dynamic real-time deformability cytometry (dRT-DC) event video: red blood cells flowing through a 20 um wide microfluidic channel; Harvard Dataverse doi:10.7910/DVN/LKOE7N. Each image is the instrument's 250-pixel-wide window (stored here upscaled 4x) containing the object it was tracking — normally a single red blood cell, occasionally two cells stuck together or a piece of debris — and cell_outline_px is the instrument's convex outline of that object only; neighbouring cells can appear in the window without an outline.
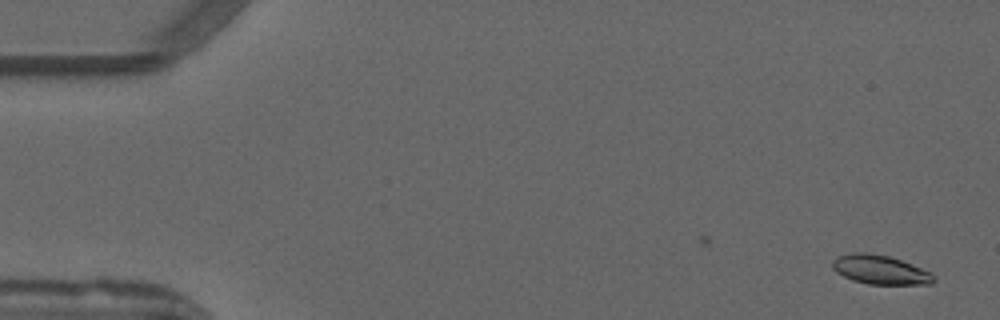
{"species": "common noctule bat (a hibernating species)", "species_latin": "Nyctalus noctula", "temperature_condition": "warm", "stored_images_in_passage": 17, "camera_frame_rate_fps": 3000, "um_per_image_px": 0.085, "animal": {"sex": "male", "forearm_length_mm": 52.5}, "frame": {"image": 1, "passage_image": 3, "time_ms": 0.667, "image_size_px": [1000, 320], "cell_outline_px": [[936, 280], [932, 284], [868, 284], [852, 280], [836, 272], [832, 268], [832, 260], [836, 256], [852, 252], [864, 252], [888, 256], [900, 260], [932, 272]], "centroid_in_image_um": [74.8, 22.92], "position_along_channel_um": 10.2, "area_um2": 17.22}}
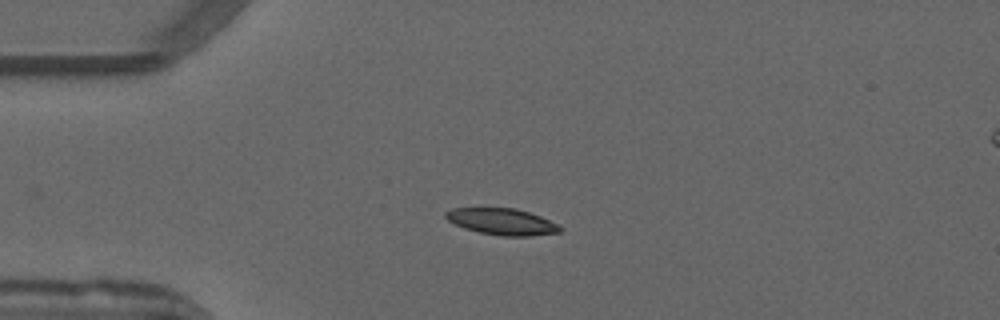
{"frame": {"image": 2, "passage_image": 14, "time_ms": 4.333, "image_size_px": [1000, 320], "cell_outline_px": [[564, 228], [560, 232], [528, 236], [504, 236], [480, 232], [464, 228], [448, 220], [444, 216], [444, 212], [452, 208], [516, 208], [540, 216], [560, 224]], "centroid_in_image_um": [42.7, 18.83], "position_along_channel_um": 42.3, "area_um2": 17.63}}